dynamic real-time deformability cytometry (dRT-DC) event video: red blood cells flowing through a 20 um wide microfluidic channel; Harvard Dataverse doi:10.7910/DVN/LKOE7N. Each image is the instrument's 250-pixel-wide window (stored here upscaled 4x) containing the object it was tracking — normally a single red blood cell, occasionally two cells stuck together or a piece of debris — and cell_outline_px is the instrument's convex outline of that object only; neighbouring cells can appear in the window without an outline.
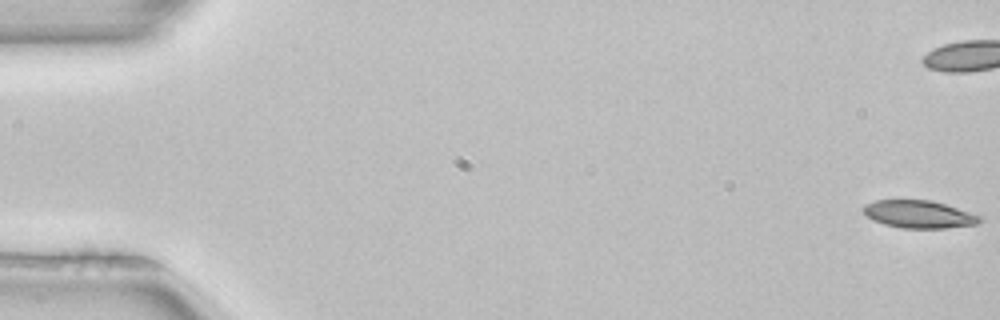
{"species": "common noctule bat (a hibernating species)", "species_latin": "Nyctalus noctula", "temperature_condition": "room temperature", "stored_images_in_passage": 5, "camera_frame_rate_fps": 3000, "um_per_image_px": 0.085, "animal": {"sex": "female", "body_mass_g": 22.7, "forearm_length_mm": 54.2}, "frame": {"image": 1, "passage_image": 1, "time_ms": 0.0, "image_size_px": [1000, 320], "cell_outline_px": [[984, 220], [976, 224], [944, 228], [900, 228], [884, 224], [872, 220], [864, 212], [864, 204], [876, 200], [932, 200], [984, 216]], "centroid_in_image_um": [78.15, 18.21], "position_along_channel_um": 6.8, "area_um2": 18.84}}